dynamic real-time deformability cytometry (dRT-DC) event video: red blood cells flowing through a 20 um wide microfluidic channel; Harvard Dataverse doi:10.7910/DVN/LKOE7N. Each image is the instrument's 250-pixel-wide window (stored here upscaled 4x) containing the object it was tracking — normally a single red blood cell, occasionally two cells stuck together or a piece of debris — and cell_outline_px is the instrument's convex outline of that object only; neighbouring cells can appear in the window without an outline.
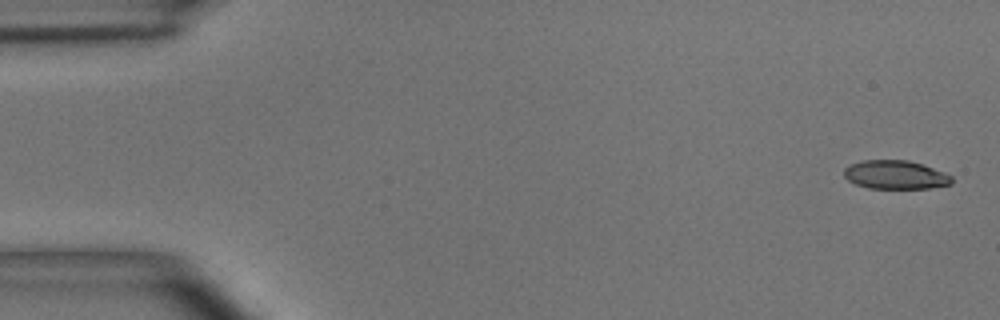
{"species": "common noctule bat (a hibernating species)", "species_latin": "Nyctalus noctula", "temperature_condition": "room temperature", "stored_images_in_passage": 6, "camera_frame_rate_fps": 3000, "um_per_image_px": 0.085, "animal": {"sex": "male", "body_mass_g": 15.6}, "frame": {"image": 1, "passage_image": 1, "time_ms": 0.0, "image_size_px": [1000, 320], "cell_outline_px": [[952, 184], [928, 188], [868, 188], [856, 184], [848, 180], [844, 176], [844, 168], [848, 164], [864, 160], [908, 160], [944, 172], [952, 176]], "centroid_in_image_um": [76.08, 14.85], "position_along_channel_um": 8.9, "area_um2": 17.92}}
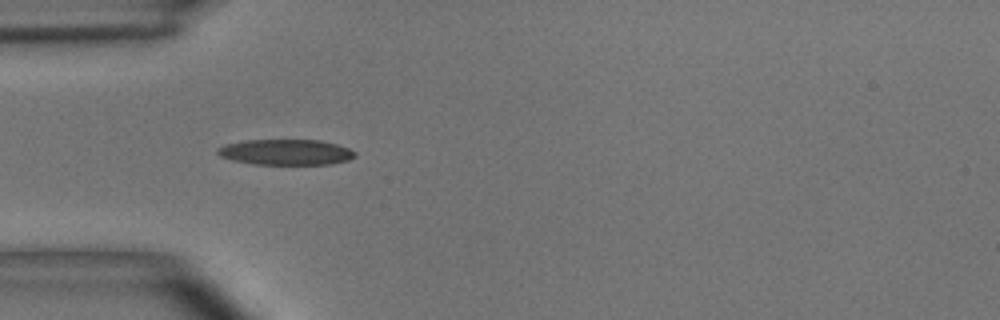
{"frame": {"image": 2, "passage_image": 5, "time_ms": 4.667, "image_size_px": [1000, 320], "cell_outline_px": [[356, 156], [348, 160], [332, 164], [252, 164], [232, 160], [220, 156], [216, 152], [216, 148], [228, 144], [248, 140], [320, 140], [336, 144], [348, 148], [356, 152]], "centroid_in_image_um": [24.31, 12.93], "position_along_channel_um": 60.7, "area_um2": 20.46}}
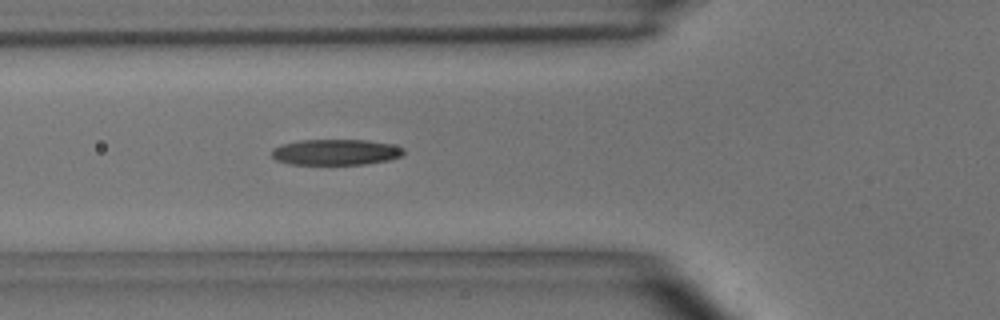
{"frame": {"image": 3, "passage_image": 6, "time_ms": 5.667, "image_size_px": [1000, 320], "cell_outline_px": [[404, 152], [400, 156], [388, 160], [364, 164], [288, 164], [276, 160], [272, 156], [272, 148], [284, 144], [300, 140], [368, 140], [388, 144], [404, 148]], "centroid_in_image_um": [28.51, 12.93], "position_along_channel_um": 97.3, "area_um2": 19.65}}